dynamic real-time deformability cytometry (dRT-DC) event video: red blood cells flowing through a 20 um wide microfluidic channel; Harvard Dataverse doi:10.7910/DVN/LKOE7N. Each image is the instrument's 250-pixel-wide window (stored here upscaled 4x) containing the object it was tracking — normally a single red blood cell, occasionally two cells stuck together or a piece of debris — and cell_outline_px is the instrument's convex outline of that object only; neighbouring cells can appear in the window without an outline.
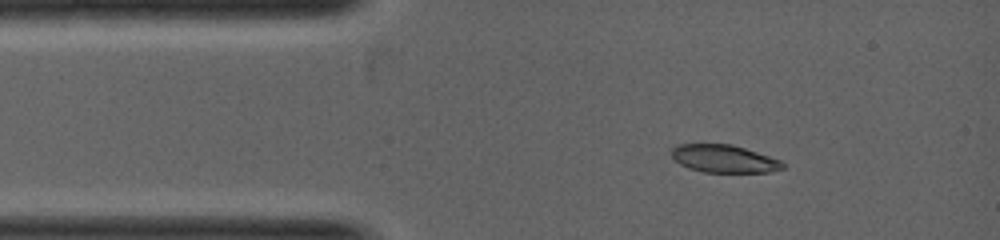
{"species": "common noctule bat (a hibernating species)", "species_latin": "Nyctalus noctula", "temperature_condition": "warm", "stored_images_in_passage": 14, "camera_frame_rate_fps": 5000, "um_per_image_px": 0.085, "animal": {"sex": "female", "body_mass_g": 19.0, "forearm_length_mm": 53.3}, "frame": {"image": 1, "passage_image": 1, "time_ms": 0.0, "image_size_px": [1000, 240], "cell_outline_px": [[784, 168], [768, 172], [704, 172], [688, 168], [672, 160], [668, 148], [680, 144], [732, 144], [780, 160], [784, 164]], "centroid_in_image_um": [61.44, 13.48], "position_along_channel_um": 23.6, "area_um2": 18.09}}
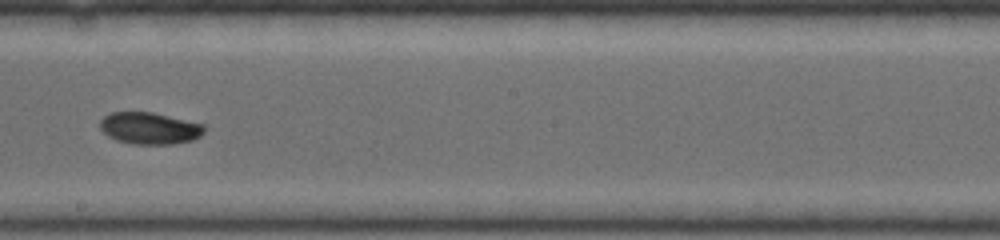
{"frame": {"image": 2, "passage_image": 7, "time_ms": 3.0, "image_size_px": [1000, 240], "cell_outline_px": [[204, 132], [200, 136], [192, 140], [172, 144], [132, 144], [116, 140], [108, 136], [100, 128], [100, 120], [104, 116], [112, 112], [152, 112], [204, 124]], "centroid_in_image_um": [12.7, 10.9], "position_along_channel_um": 235.5, "area_um2": 19.31}}
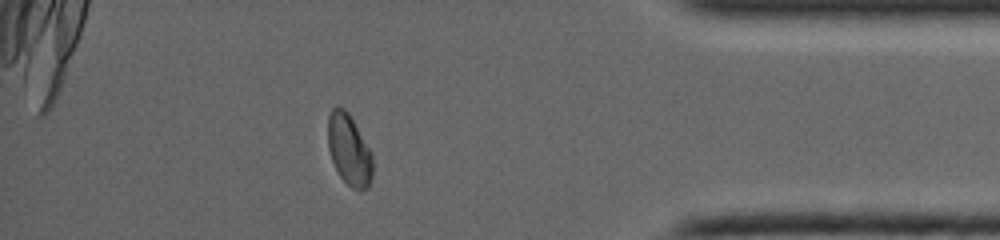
{"frame": {"image": 3, "passage_image": 12, "time_ms": 5.4, "image_size_px": [1000, 240], "cell_outline_px": [[372, 176], [368, 184], [360, 192], [352, 188], [340, 176], [332, 160], [328, 148], [328, 116], [332, 108], [344, 108], [348, 112], [372, 152]], "centroid_in_image_um": [29.67, 12.73], "position_along_channel_um": 405.5, "area_um2": 18.32}}